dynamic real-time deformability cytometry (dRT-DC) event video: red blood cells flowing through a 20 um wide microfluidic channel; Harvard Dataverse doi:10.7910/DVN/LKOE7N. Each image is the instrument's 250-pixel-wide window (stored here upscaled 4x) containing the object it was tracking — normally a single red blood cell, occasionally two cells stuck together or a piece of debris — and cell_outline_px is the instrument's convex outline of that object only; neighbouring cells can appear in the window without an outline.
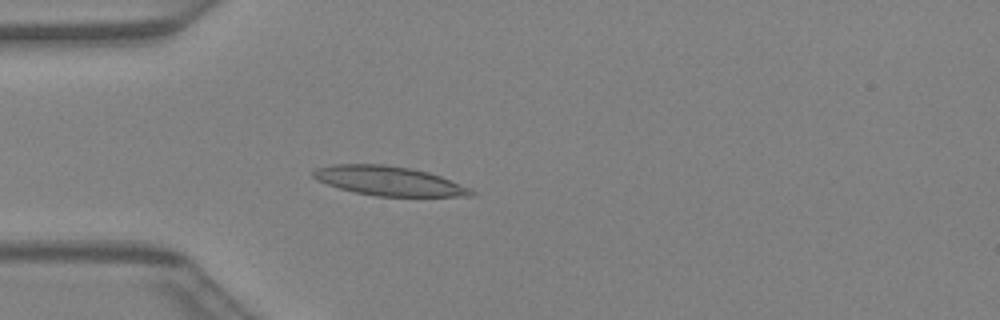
{"species": "Egyptian fruit bat (a non-hibernating species)", "species_latin": "Rousettus aegyptiacus", "temperature_condition": "warm", "stored_images_in_passage": 29, "camera_frame_rate_fps": 3000, "um_per_image_px": 0.085, "animal": {"sex": "female"}, "frame": {"image": 1, "passage_image": 2, "time_ms": 0.333, "image_size_px": [1000, 320], "cell_outline_px": [[476, 192], [472, 196], [376, 196], [356, 192], [340, 188], [316, 180], [312, 176], [312, 172], [316, 168], [336, 164], [384, 164], [412, 168], [428, 172], [440, 176], [468, 188]], "centroid_in_image_um": [33.03, 15.37], "position_along_channel_um": 52.0, "area_um2": 26.7}}
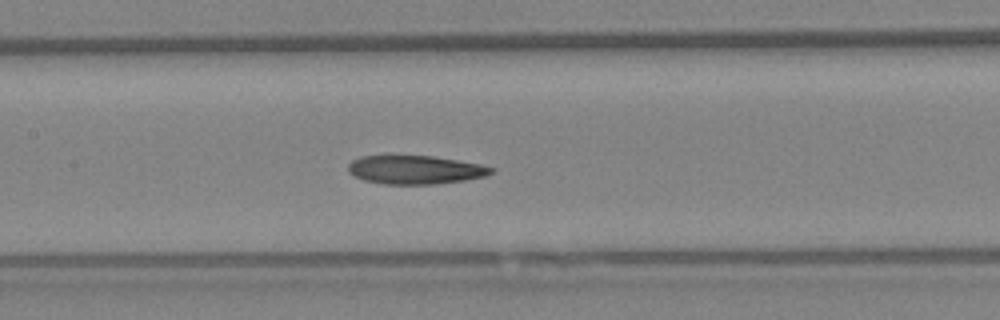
{"frame": {"image": 2, "passage_image": 10, "time_ms": 3.0, "image_size_px": [1000, 320], "cell_outline_px": [[496, 168], [492, 172], [484, 176], [464, 180], [432, 184], [384, 184], [364, 180], [352, 176], [348, 172], [348, 164], [352, 160], [360, 156], [432, 156], [480, 164]], "centroid_in_image_um": [35.25, 14.43], "position_along_channel_um": 172.2, "area_um2": 23.7}}
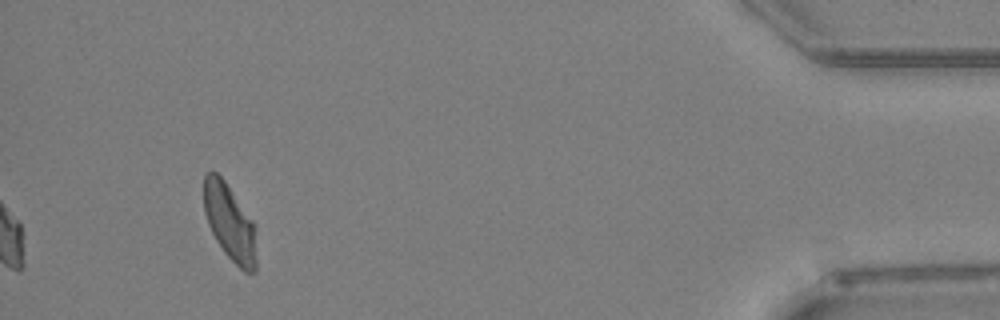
{"frame": {"image": 3, "passage_image": 29, "time_ms": 9.333, "image_size_px": [1000, 320], "cell_outline_px": [[256, 272], [244, 272], [224, 252], [216, 240], [208, 224], [204, 212], [204, 176], [208, 172], [216, 172], [224, 180], [256, 224]], "centroid_in_image_um": [19.55, 18.93], "position_along_channel_um": 415.6, "area_um2": 23.52}}